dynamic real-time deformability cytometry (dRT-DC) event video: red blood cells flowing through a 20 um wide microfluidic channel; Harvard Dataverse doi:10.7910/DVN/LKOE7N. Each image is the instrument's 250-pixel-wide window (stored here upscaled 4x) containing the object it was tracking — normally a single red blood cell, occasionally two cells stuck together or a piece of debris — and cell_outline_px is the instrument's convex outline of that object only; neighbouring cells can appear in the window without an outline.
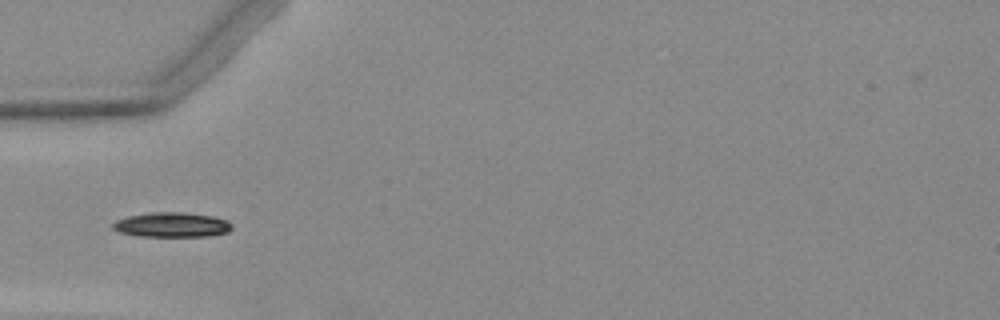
{"species": "Egyptian fruit bat (a non-hibernating species)", "species_latin": "Rousettus aegyptiacus", "temperature_condition": "warm", "stored_images_in_passage": 4, "camera_frame_rate_fps": 3000, "um_per_image_px": 0.085, "animal": {"sex": "female"}, "frame": {"image": 1, "passage_image": 4, "time_ms": 5.0, "image_size_px": [1000, 320], "cell_outline_px": [[232, 228], [228, 232], [208, 236], [140, 236], [120, 232], [112, 228], [112, 224], [116, 220], [128, 216], [148, 212], [180, 212], [212, 216], [228, 220], [232, 224]], "centroid_in_image_um": [14.61, 19.1], "position_along_channel_um": 70.4, "area_um2": 17.17}}